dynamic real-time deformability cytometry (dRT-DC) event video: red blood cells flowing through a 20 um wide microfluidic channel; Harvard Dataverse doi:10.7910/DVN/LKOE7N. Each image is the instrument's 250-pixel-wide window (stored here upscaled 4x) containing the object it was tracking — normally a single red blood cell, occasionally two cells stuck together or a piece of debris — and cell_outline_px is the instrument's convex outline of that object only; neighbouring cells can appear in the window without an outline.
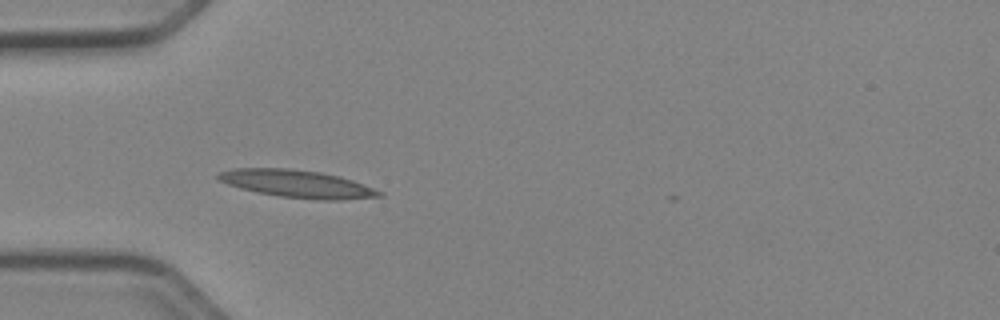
{"species": "Egyptian fruit bat (a non-hibernating species)", "species_latin": "Rousettus aegyptiacus", "temperature_condition": "cold", "stored_images_in_passage": 33, "camera_frame_rate_fps": 3000, "um_per_image_px": 0.085, "animal": {"sex": "female"}, "frame": {"image": 1, "passage_image": 1, "time_ms": 0.0, "image_size_px": [1000, 320], "cell_outline_px": [[384, 196], [340, 200], [316, 200], [280, 196], [256, 192], [240, 188], [228, 184], [220, 180], [216, 176], [220, 172], [232, 168], [288, 168], [320, 172], [340, 176], [352, 180], [384, 192]], "centroid_in_image_um": [25.28, 15.63], "position_along_channel_um": 59.7, "area_um2": 25.89}}
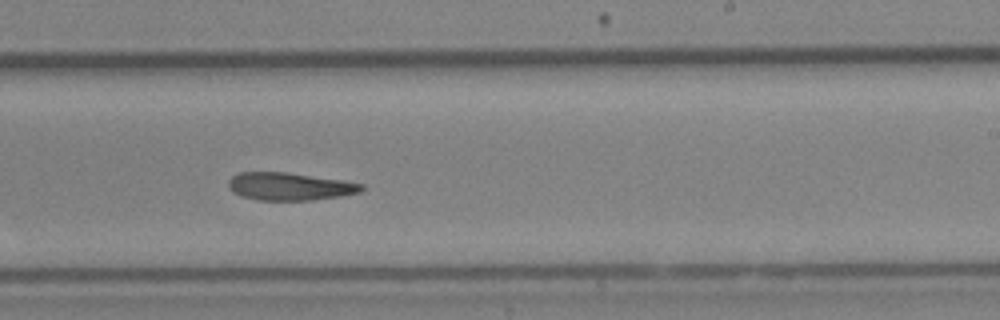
{"frame": {"image": 2, "passage_image": 17, "time_ms": 5.333, "image_size_px": [1000, 320], "cell_outline_px": [[364, 188], [360, 192], [340, 196], [312, 200], [260, 200], [240, 196], [232, 192], [228, 188], [228, 180], [232, 176], [240, 172], [284, 172], [344, 180], [364, 184]], "centroid_in_image_um": [24.6, 15.84], "position_along_channel_um": 264.4, "area_um2": 21.56}}
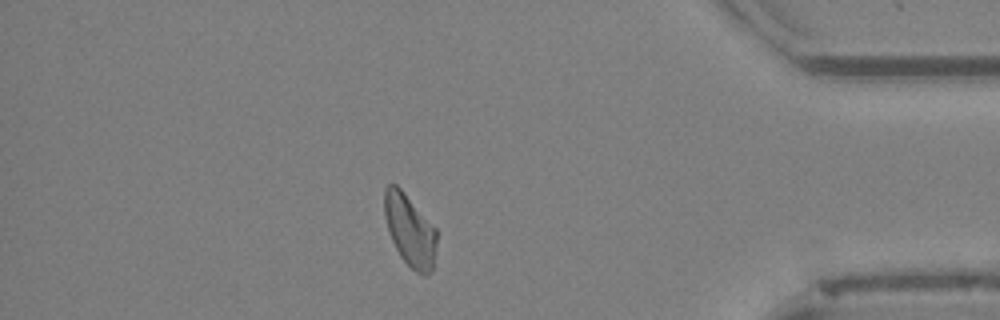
{"frame": {"image": 3, "passage_image": 30, "time_ms": 9.667, "image_size_px": [1000, 320], "cell_outline_px": [[436, 244], [432, 272], [428, 276], [424, 276], [416, 272], [400, 256], [392, 240], [384, 216], [384, 188], [388, 184], [396, 184], [404, 192], [436, 228]], "centroid_in_image_um": [34.84, 19.58], "position_along_channel_um": 400.4, "area_um2": 21.79}, "authors_computed_cell_mechanics": {"area_um2": 22.4264, "velocity_mm_per_s": 3.9237, "shape_relaxation_time_tau1_ms": 10.5714, "shape_relaxation_time_tau2_ms": 6.9227, "deformation_change_tau1": 0.2322, "deformation_change_tau2": 0.1658}}